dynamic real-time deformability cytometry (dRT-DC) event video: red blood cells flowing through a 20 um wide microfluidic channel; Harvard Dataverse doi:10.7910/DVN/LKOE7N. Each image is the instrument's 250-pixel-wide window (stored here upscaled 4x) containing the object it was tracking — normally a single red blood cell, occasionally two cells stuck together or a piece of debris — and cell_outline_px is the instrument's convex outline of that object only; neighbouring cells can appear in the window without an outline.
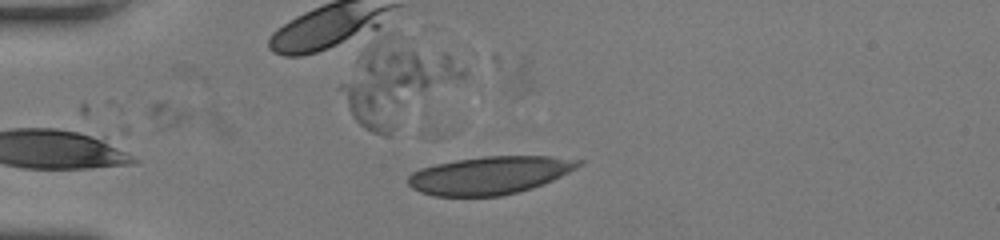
{"species": "human", "species_latin": "Homo sapiens", "temperature_condition": "room temperature", "stored_images_in_passage": 39, "camera_frame_rate_fps": 3000, "um_per_image_px": 0.085, "donor": {"sex": "female"}, "frame": {"image": 1, "passage_image": 3, "time_ms": 0.667, "image_size_px": [1000, 240], "cell_outline_px": [[584, 164], [552, 180], [532, 188], [500, 196], [436, 196], [420, 192], [412, 188], [408, 184], [408, 176], [412, 172], [420, 168], [436, 164], [456, 160], [484, 156], [552, 156], [584, 160]], "centroid_in_image_um": [41.63, 14.89], "position_along_channel_um": 43.4, "area_um2": 37.57}}
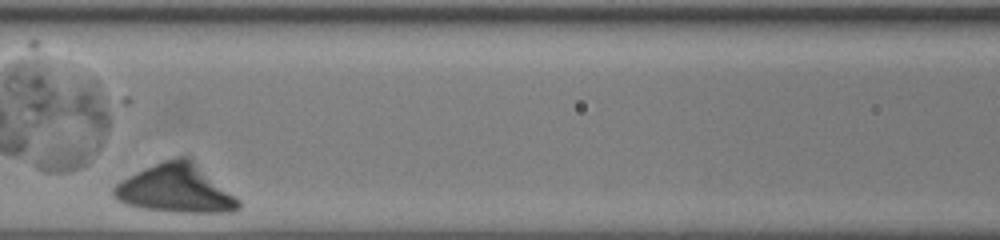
{"frame": {"image": 2, "passage_image": 15, "time_ms": 4.667, "image_size_px": [1000, 240], "cell_outline_px": [[240, 208], [236, 212], [176, 212], [140, 208], [124, 204], [116, 200], [112, 196], [112, 188], [116, 184], [136, 172], [144, 168], [164, 160], [176, 156], [188, 156], [236, 196], [240, 200]], "centroid_in_image_um": [14.94, 16.05], "position_along_channel_um": 151.7, "area_um2": 35.2}}
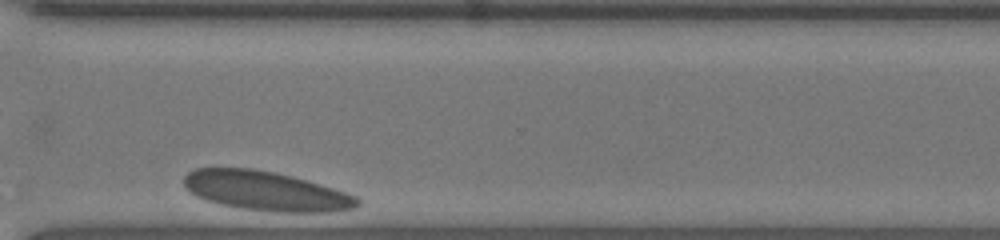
{"frame": {"image": 3, "passage_image": 34, "time_ms": 11.0, "image_size_px": [1000, 240], "cell_outline_px": [[360, 204], [356, 208], [328, 212], [280, 212], [240, 208], [220, 204], [204, 200], [188, 192], [184, 188], [184, 176], [188, 172], [196, 168], [252, 168], [276, 172], [292, 176], [320, 184], [356, 196], [360, 200]], "centroid_in_image_um": [22.56, 16.23], "position_along_channel_um": 348.0, "area_um2": 39.94}}